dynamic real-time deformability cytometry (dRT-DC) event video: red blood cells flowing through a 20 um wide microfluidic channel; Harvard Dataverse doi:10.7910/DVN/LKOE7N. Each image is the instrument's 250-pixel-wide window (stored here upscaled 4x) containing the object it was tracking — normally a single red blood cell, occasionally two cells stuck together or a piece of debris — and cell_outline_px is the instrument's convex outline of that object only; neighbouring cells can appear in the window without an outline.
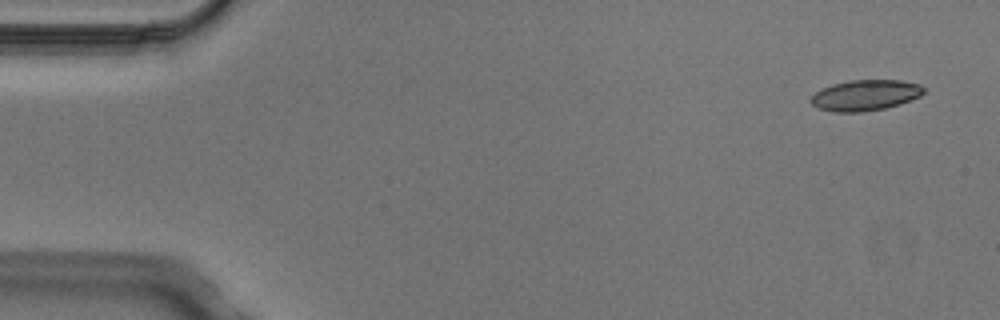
{"species": "Egyptian fruit bat (a non-hibernating species)", "species_latin": "Rousettus aegyptiacus", "temperature_condition": "cold", "stored_images_in_passage": 6, "camera_frame_rate_fps": 3000, "um_per_image_px": 0.085, "animal": {"sex": "male"}, "frame": {"image": 1, "passage_image": 1, "time_ms": 0.0, "image_size_px": [1000, 320], "cell_outline_px": [[924, 92], [920, 96], [900, 104], [884, 108], [864, 112], [832, 112], [816, 108], [808, 100], [816, 92], [832, 84], [848, 80], [900, 80], [920, 84], [924, 88]], "centroid_in_image_um": [73.53, 8.1], "position_along_channel_um": 11.5, "area_um2": 20.35}}
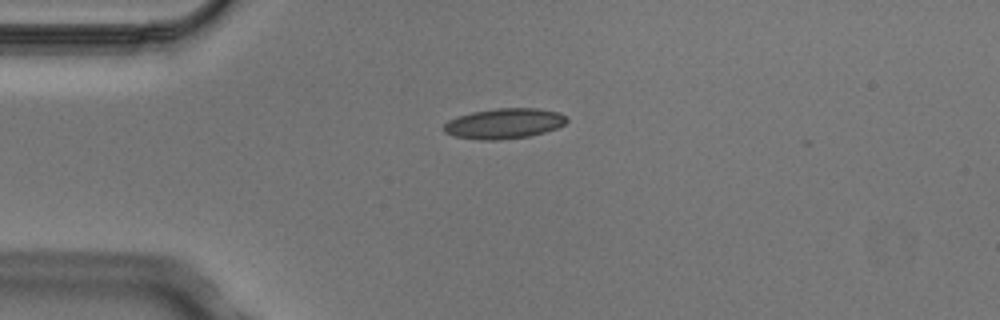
{"frame": {"image": 2, "passage_image": 4, "time_ms": 1.0, "image_size_px": [1000, 320], "cell_outline_px": [[568, 120], [564, 124], [556, 128], [544, 132], [528, 136], [500, 140], [480, 140], [456, 136], [444, 132], [444, 124], [448, 120], [472, 112], [496, 108], [536, 108], [556, 112], [564, 116]], "centroid_in_image_um": [42.83, 10.5], "position_along_channel_um": 42.2, "area_um2": 21.44}}
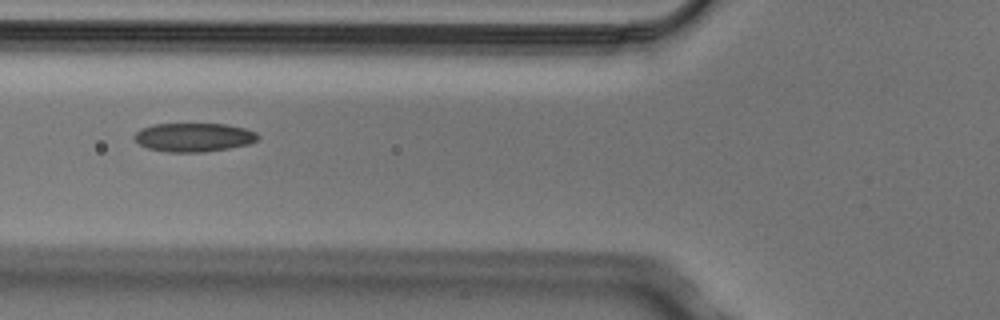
{"frame": {"image": 3, "passage_image": 6, "time_ms": 1.667, "image_size_px": [1000, 320], "cell_outline_px": [[260, 136], [256, 140], [248, 144], [228, 148], [204, 152], [168, 152], [148, 148], [140, 144], [132, 136], [140, 128], [152, 124], [228, 124], [244, 128], [256, 132]], "centroid_in_image_um": [16.45, 11.66], "position_along_channel_um": 109.3, "area_um2": 20.69}}